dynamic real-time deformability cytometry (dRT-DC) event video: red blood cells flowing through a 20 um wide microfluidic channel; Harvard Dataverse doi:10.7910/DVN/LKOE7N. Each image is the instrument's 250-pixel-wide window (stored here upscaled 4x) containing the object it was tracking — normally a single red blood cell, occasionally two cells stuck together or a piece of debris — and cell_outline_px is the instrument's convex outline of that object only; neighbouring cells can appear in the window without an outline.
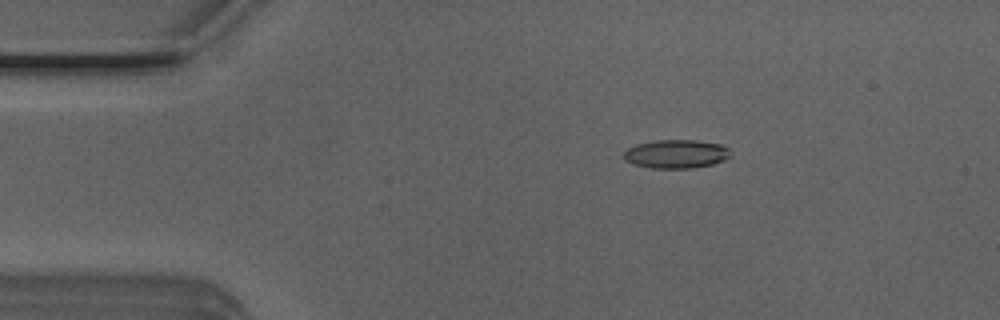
{"species": "Egyptian fruit bat (a non-hibernating species)", "species_latin": "Rousettus aegyptiacus", "temperature_condition": "room temperature", "stored_images_in_passage": 52, "camera_frame_rate_fps": 3000, "um_per_image_px": 0.085, "animal": {"sex": "male"}, "frame": {"image": 1, "passage_image": 9, "time_ms": 2.667, "image_size_px": [1000, 320], "cell_outline_px": [[732, 156], [724, 160], [712, 164], [692, 168], [652, 168], [632, 164], [624, 160], [624, 152], [628, 148], [636, 144], [656, 140], [696, 140], [720, 144], [728, 148]], "centroid_in_image_um": [57.47, 13.09], "position_along_channel_um": 27.5, "area_um2": 17.86}}
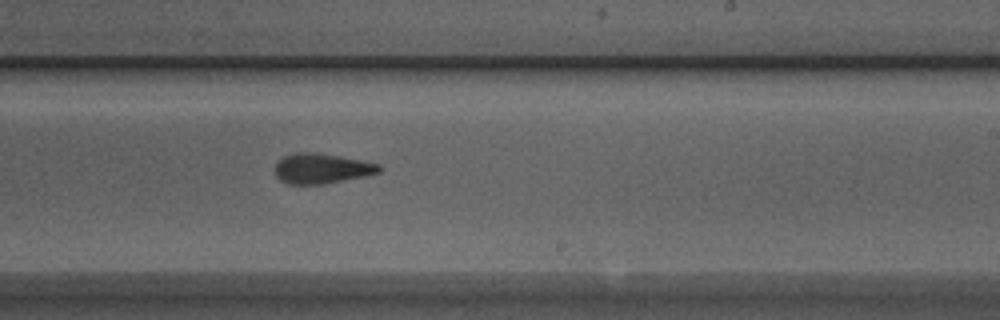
{"frame": {"image": 2, "passage_image": 31, "time_ms": 10.0, "image_size_px": [1000, 320], "cell_outline_px": [[380, 172], [364, 176], [324, 184], [288, 184], [280, 180], [276, 176], [276, 164], [284, 156], [292, 152], [312, 152], [340, 156], [380, 164]], "centroid_in_image_um": [27.32, 14.32], "position_along_channel_um": 261.7, "area_um2": 18.15}}
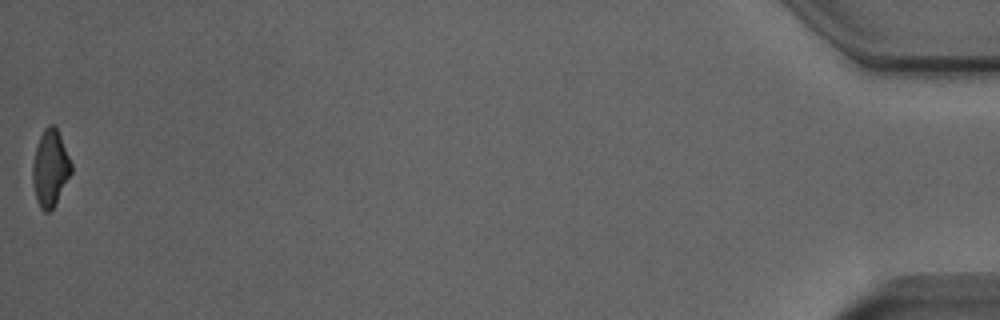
{"frame": {"image": 3, "passage_image": 52, "time_ms": 17.0, "image_size_px": [1000, 320], "cell_outline_px": [[72, 172], [52, 208], [48, 212], [44, 212], [40, 208], [36, 200], [32, 180], [32, 164], [36, 148], [40, 136], [44, 128], [48, 124], [52, 124], [56, 128], [60, 136], [72, 164]], "centroid_in_image_um": [4.25, 14.29], "position_along_channel_um": 430.9, "area_um2": 16.99}, "authors_computed_cell_mechanics": {"area_um2": 18.1203, "velocity_mm_per_s": 3.9303, "shape_relaxation_time_tau1_ms": 7.8264, "shape_relaxation_time_tau2_ms": 2.8729, "deformation_change_tau1": 0.1707, "deformation_change_tau2": 0.115}}